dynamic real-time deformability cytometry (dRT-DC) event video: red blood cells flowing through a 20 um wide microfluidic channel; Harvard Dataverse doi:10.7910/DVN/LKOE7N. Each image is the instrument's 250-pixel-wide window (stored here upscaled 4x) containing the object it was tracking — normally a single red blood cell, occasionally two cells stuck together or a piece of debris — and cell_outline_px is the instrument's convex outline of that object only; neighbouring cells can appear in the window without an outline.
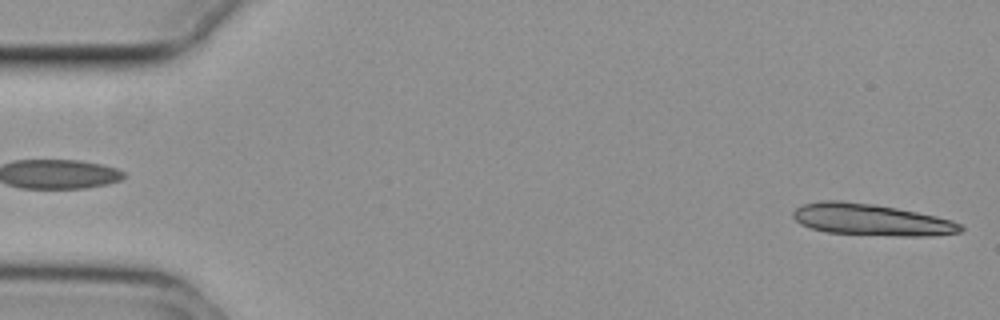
{"species": "common noctule bat (a hibernating species)", "species_latin": "Nyctalus noctula", "temperature_condition": "cold", "stored_images_in_passage": 14, "camera_frame_rate_fps": 3000, "um_per_image_px": 0.085, "animal": {"sex": "female", "body_mass_g": 29.2, "forearm_length_mm": 56.3}, "frame": {"image": 1, "passage_image": 1, "time_ms": 0.0, "image_size_px": [1000, 320], "cell_outline_px": [[964, 228], [960, 232], [932, 236], [896, 236], [828, 232], [812, 228], [800, 224], [792, 216], [792, 212], [796, 208], [804, 204], [820, 200], [840, 200], [876, 204], [936, 216], [952, 220], [960, 224]], "centroid_in_image_um": [74.05, 18.67], "position_along_channel_um": 10.9, "area_um2": 30.87}}